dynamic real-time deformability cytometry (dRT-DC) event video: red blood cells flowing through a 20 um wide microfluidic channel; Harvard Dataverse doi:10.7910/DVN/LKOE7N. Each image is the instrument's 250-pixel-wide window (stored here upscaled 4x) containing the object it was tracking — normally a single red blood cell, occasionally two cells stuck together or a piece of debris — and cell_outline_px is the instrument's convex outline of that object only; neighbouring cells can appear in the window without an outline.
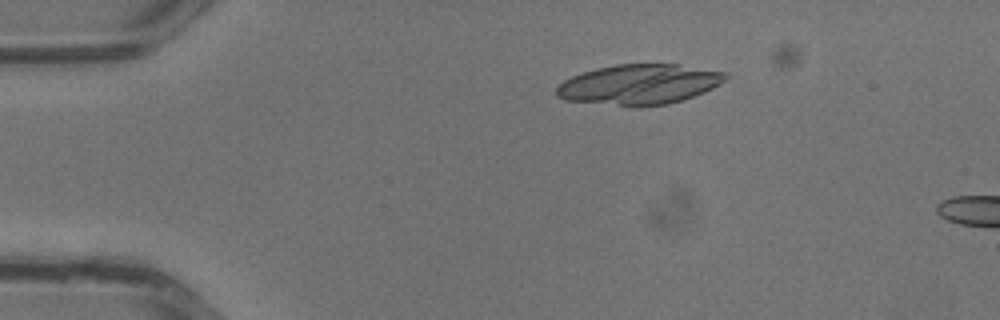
{"species": "common noctule bat (a hibernating species)", "species_latin": "Nyctalus noctula", "temperature_condition": "warm", "stored_images_in_passage": 11, "camera_frame_rate_fps": 3000, "um_per_image_px": 0.085, "animal": {"sex": "male", "body_mass_g": 13.3}, "frame": {"image": 1, "passage_image": 7, "time_ms": 2.0, "image_size_px": [1000, 320], "cell_outline_px": [[728, 76], [720, 84], [704, 92], [668, 104], [644, 108], [628, 108], [564, 100], [556, 96], [556, 88], [564, 80], [572, 76], [596, 68], [616, 64], [680, 64], [728, 72]], "centroid_in_image_um": [54.31, 7.2], "position_along_channel_um": 30.7, "area_um2": 40.34}}